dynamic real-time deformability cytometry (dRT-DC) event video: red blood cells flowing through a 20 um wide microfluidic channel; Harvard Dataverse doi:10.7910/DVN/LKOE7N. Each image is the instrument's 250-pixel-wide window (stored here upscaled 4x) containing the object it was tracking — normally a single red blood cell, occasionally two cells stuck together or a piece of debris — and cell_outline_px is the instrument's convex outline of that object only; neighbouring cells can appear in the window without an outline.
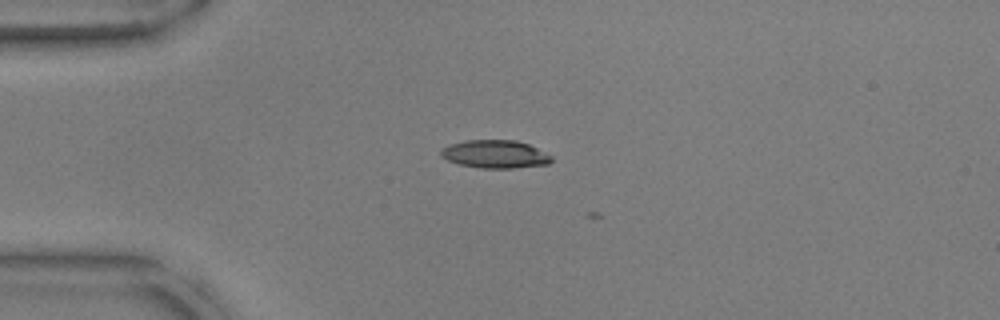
{"species": "common noctule bat (a hibernating species)", "species_latin": "Nyctalus noctula", "temperature_condition": "warm", "stored_images_in_passage": 2, "camera_frame_rate_fps": 3000, "um_per_image_px": 0.085, "animal": {"sex": "male", "body_mass_g": 17.9, "forearm_length_mm": 54.2}, "frame": {"image": 1, "passage_image": 1, "time_ms": 0.0, "image_size_px": [1000, 320], "cell_outline_px": [[552, 160], [548, 164], [512, 168], [480, 168], [460, 164], [448, 160], [440, 156], [440, 152], [448, 144], [464, 140], [516, 140], [528, 144], [552, 156]], "centroid_in_image_um": [42.06, 13.1], "position_along_channel_um": 42.9, "area_um2": 17.98}}